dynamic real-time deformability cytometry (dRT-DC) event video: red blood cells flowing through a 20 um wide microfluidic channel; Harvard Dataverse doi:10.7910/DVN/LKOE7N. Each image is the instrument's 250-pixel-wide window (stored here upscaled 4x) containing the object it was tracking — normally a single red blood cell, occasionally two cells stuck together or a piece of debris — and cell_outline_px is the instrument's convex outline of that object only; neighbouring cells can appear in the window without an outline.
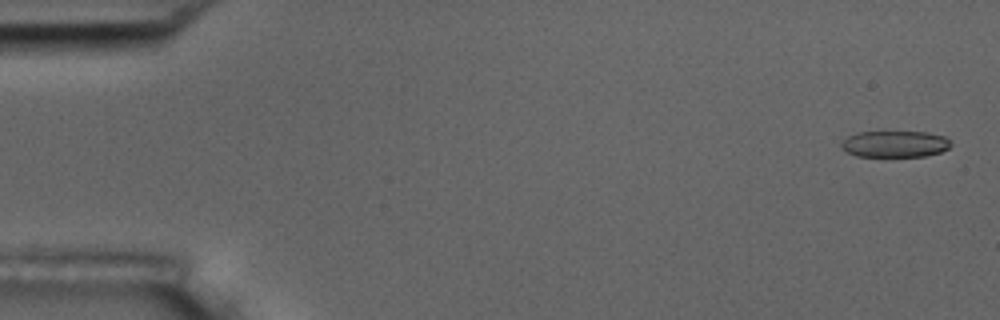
{"species": "common noctule bat (a hibernating species)", "species_latin": "Nyctalus noctula", "temperature_condition": "room temperature", "stored_images_in_passage": 6, "camera_frame_rate_fps": 3000, "um_per_image_px": 0.085, "animal": {"sex": "male", "body_mass_g": 17.5, "forearm_length_mm": 52.3}, "frame": {"image": 1, "passage_image": 1, "time_ms": 0.0, "image_size_px": [1000, 320], "cell_outline_px": [[952, 144], [948, 148], [940, 152], [924, 156], [856, 156], [840, 148], [840, 144], [848, 136], [856, 132], [928, 132], [944, 136]], "centroid_in_image_um": [76.05, 12.23], "position_along_channel_um": 9.0, "area_um2": 16.82}}
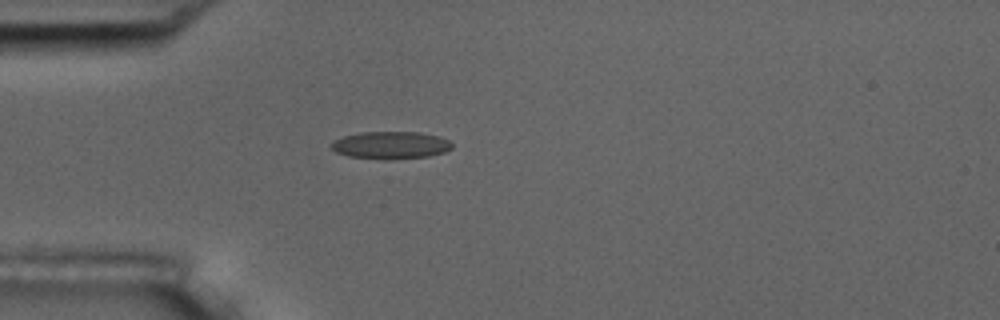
{"frame": {"image": 2, "passage_image": 5, "time_ms": 4.667, "image_size_px": [1000, 320], "cell_outline_px": [[452, 148], [444, 152], [428, 156], [392, 160], [384, 160], [348, 156], [336, 152], [328, 148], [336, 140], [344, 136], [360, 132], [416, 132], [440, 136], [448, 140], [452, 144]], "centroid_in_image_um": [33.2, 12.35], "position_along_channel_um": 51.8, "area_um2": 19.42}}